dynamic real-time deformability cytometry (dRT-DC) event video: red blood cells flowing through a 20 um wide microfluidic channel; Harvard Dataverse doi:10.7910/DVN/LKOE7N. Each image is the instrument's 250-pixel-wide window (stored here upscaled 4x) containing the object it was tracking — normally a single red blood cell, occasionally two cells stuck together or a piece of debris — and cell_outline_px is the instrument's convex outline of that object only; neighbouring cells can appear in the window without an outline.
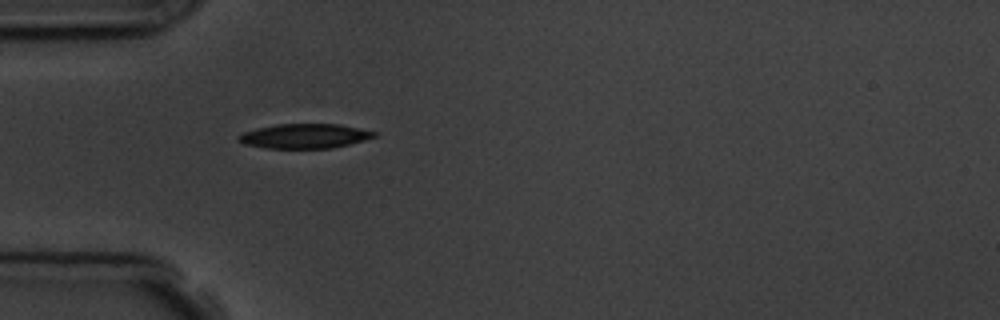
{"species": "common noctule bat (a hibernating species)", "species_latin": "Nyctalus noctula", "temperature_condition": "room temperature", "stored_images_in_passage": 1, "camera_frame_rate_fps": 3000, "um_per_image_px": 0.085, "animal": {"sex": "male", "body_mass_g": 19.5, "forearm_length_mm": 54.6}, "frame": {"image": 1, "passage_image": 1, "time_ms": 0.0, "image_size_px": [1000, 320], "cell_outline_px": [[380, 132], [376, 136], [364, 140], [332, 148], [264, 148], [244, 144], [236, 140], [236, 136], [244, 132], [256, 128], [276, 124], [340, 124]], "centroid_in_image_um": [25.88, 11.56], "position_along_channel_um": 59.1, "area_um2": 19.59}}